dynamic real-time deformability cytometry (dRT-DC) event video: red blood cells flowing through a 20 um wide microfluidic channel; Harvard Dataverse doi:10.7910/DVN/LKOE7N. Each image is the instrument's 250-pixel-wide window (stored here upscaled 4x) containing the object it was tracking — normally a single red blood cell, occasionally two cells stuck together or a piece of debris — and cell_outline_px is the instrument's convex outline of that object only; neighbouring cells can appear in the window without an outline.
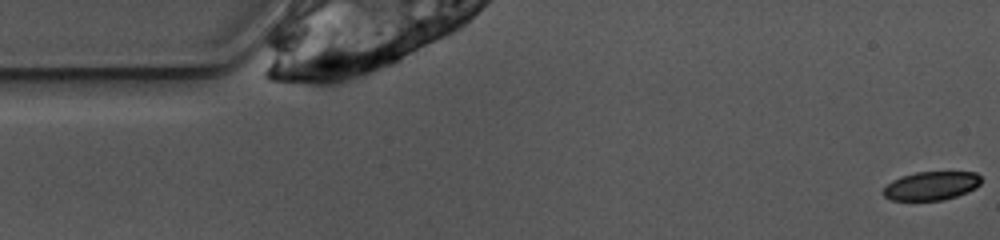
{"species": "common noctule bat (a hibernating species)", "species_latin": "Nyctalus noctula", "temperature_condition": "warm", "stored_images_in_passage": 5, "camera_frame_rate_fps": 3000, "um_per_image_px": 0.085, "animal": {"sex": "female", "body_mass_g": 10.0, "forearm_length_mm": 53.1}, "frame": {"image": 1, "passage_image": 1, "time_ms": 0.0, "image_size_px": [1000, 240], "cell_outline_px": [[980, 184], [976, 188], [956, 196], [944, 200], [892, 200], [884, 196], [880, 192], [892, 180], [900, 176], [916, 172], [976, 172], [980, 176]], "centroid_in_image_um": [79.13, 15.79], "position_along_channel_um": 5.9, "area_um2": 16.36}}